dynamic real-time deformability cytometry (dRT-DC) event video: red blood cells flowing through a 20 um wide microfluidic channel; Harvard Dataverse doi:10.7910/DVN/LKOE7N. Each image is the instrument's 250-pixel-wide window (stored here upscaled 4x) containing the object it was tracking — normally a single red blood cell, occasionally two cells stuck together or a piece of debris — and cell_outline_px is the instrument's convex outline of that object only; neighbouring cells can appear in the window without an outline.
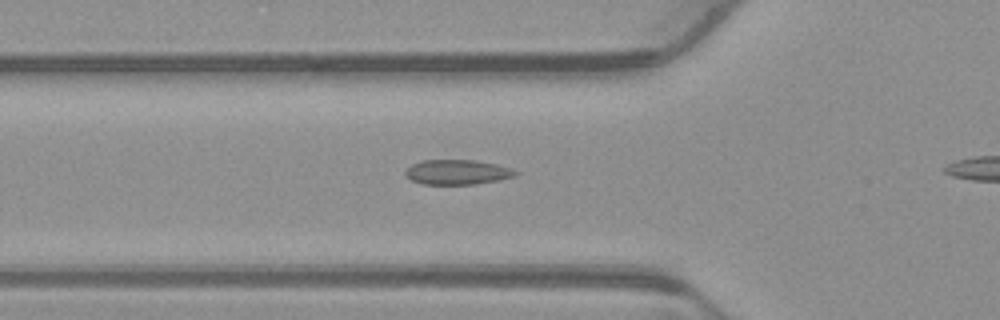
{"species": "common noctule bat (a hibernating species)", "species_latin": "Nyctalus noctula", "temperature_condition": "warm", "stored_images_in_passage": 37, "camera_frame_rate_fps": 3000, "um_per_image_px": 0.085, "animal": {"sex": "male", "body_mass_g": 23.1, "forearm_length_mm": 52.7}, "frame": {"image": 1, "passage_image": 12, "time_ms": 3.667, "image_size_px": [1000, 320], "cell_outline_px": [[520, 172], [516, 176], [500, 180], [476, 184], [420, 184], [412, 180], [404, 172], [412, 164], [424, 160], [476, 160], [496, 164], [512, 168]], "centroid_in_image_um": [38.93, 14.63], "position_along_channel_um": 86.9, "area_um2": 16.01}}
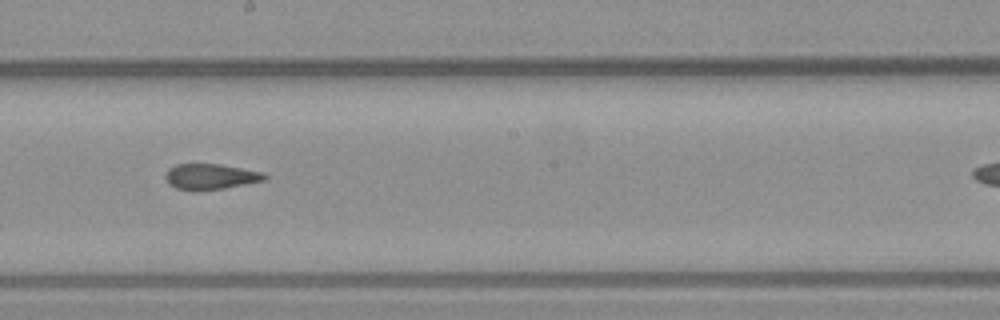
{"frame": {"image": 2, "passage_image": 23, "time_ms": 7.333, "image_size_px": [1000, 320], "cell_outline_px": [[268, 176], [264, 180], [224, 188], [192, 192], [176, 188], [168, 184], [164, 176], [168, 168], [176, 164], [220, 164], [264, 172]], "centroid_in_image_um": [17.85, 15.02], "position_along_channel_um": 230.4, "area_um2": 15.03}}
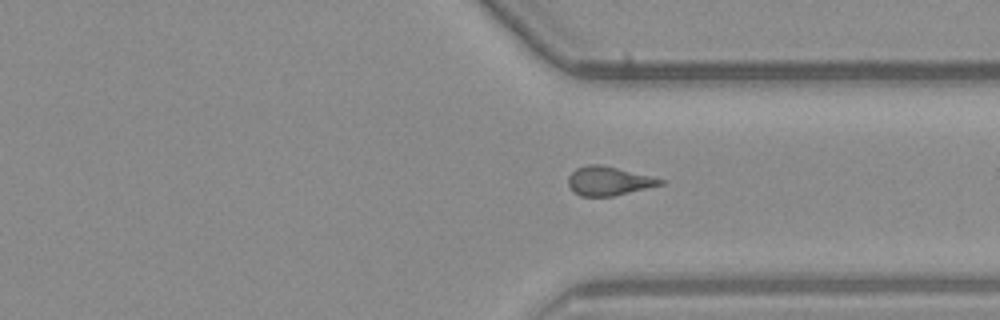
{"frame": {"image": 3, "passage_image": 33, "time_ms": 10.667, "image_size_px": [1000, 320], "cell_outline_px": [[664, 184], [612, 196], [580, 196], [568, 184], [568, 176], [576, 168], [588, 164], [600, 164], [664, 180]], "centroid_in_image_um": [51.7, 15.38], "position_along_channel_um": 359.7, "area_um2": 15.09}}